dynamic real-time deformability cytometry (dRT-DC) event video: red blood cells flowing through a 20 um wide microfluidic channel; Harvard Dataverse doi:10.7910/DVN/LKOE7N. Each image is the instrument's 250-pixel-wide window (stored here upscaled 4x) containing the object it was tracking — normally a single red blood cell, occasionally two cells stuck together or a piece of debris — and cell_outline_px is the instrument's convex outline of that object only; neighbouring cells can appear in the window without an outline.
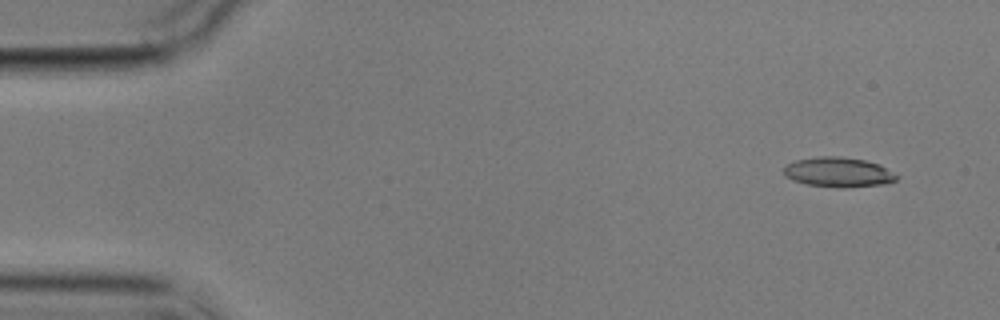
{"species": "common noctule bat (a hibernating species)", "species_latin": "Nyctalus noctula", "temperature_condition": "cold", "stored_images_in_passage": 7, "camera_frame_rate_fps": 3000, "um_per_image_px": 0.085, "animal": {"sex": "male", "body_mass_g": 17.9}, "frame": {"image": 1, "passage_image": 1, "time_ms": 0.0, "image_size_px": [1000, 320], "cell_outline_px": [[900, 176], [896, 180], [888, 184], [844, 188], [840, 188], [808, 184], [792, 180], [784, 176], [784, 168], [788, 164], [796, 160], [820, 156], [840, 156], [864, 160], [876, 164]], "centroid_in_image_um": [71.26, 14.65], "position_along_channel_um": 13.7, "area_um2": 19.54}}
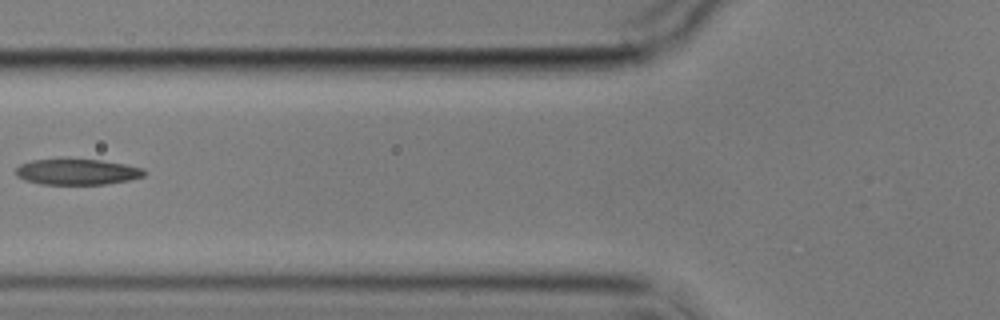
{"frame": {"image": 2, "passage_image": 6, "time_ms": 6.0, "image_size_px": [1000, 320], "cell_outline_px": [[144, 176], [128, 180], [104, 184], [40, 184], [24, 180], [16, 176], [16, 168], [20, 164], [32, 160], [64, 156], [68, 156], [100, 160], [124, 164], [144, 168]], "centroid_in_image_um": [6.48, 14.56], "position_along_channel_um": 119.3, "area_um2": 20.06}}
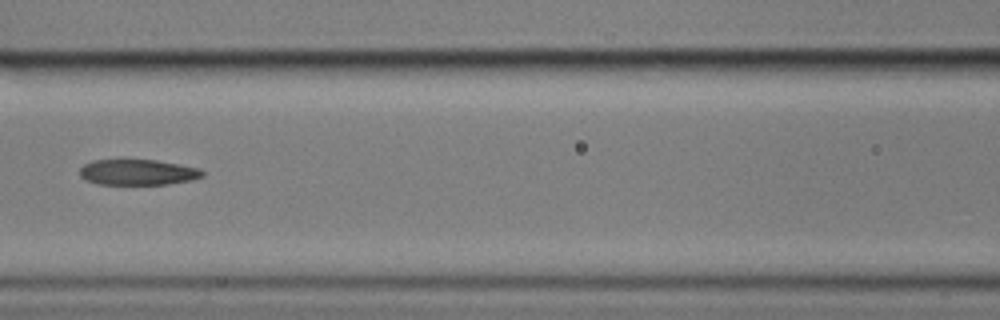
{"frame": {"image": 3, "passage_image": 7, "time_ms": 7.0, "image_size_px": [1000, 320], "cell_outline_px": [[204, 176], [192, 180], [168, 184], [96, 184], [84, 180], [80, 176], [80, 168], [84, 164], [92, 160], [120, 156], [156, 160], [180, 164], [200, 168], [204, 172]], "centroid_in_image_um": [11.65, 14.59], "position_along_channel_um": 154.9, "area_um2": 19.42}}